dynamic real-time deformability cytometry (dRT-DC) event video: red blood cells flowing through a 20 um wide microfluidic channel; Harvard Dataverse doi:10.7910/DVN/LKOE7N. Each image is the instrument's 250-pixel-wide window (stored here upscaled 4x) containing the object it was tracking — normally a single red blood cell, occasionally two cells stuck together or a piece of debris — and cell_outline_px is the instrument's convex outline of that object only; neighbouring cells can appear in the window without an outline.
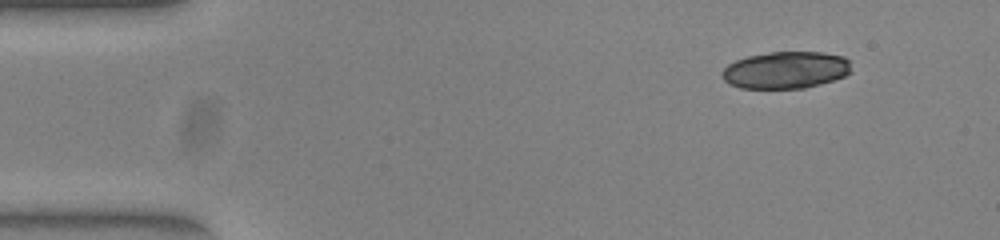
{"species": "common noctule bat (a hibernating species)", "species_latin": "Nyctalus noctula", "temperature_condition": "warm", "stored_images_in_passage": 47, "camera_frame_rate_fps": 3000, "um_per_image_px": 0.085, "animal": {"sex": "female", "body_mass_g": 23.0, "forearm_length_mm": 53.4}, "frame": {"image": 1, "passage_image": 1, "time_ms": 0.0, "image_size_px": [1000, 240], "cell_outline_px": [[852, 72], [844, 76], [820, 84], [804, 88], [740, 88], [728, 84], [724, 80], [720, 72], [728, 64], [736, 60], [748, 56], [768, 52], [824, 52], [844, 56], [848, 60]], "centroid_in_image_um": [66.78, 5.95], "position_along_channel_um": 18.2, "area_um2": 28.03}}
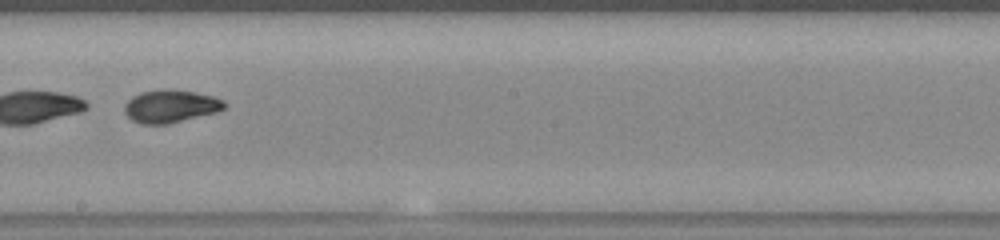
{"frame": {"image": 2, "passage_image": 25, "time_ms": 8.0, "image_size_px": [1000, 240], "cell_outline_px": [[228, 104], [224, 108], [216, 112], [168, 124], [140, 124], [132, 120], [124, 112], [124, 104], [132, 96], [140, 92], [196, 92], [212, 96], [224, 100]], "centroid_in_image_um": [14.49, 9.08], "position_along_channel_um": 233.7, "area_um2": 18.44}, "authors_computed_cell_mechanics": {"area_um2": 28.033, "velocity_mm_per_s": 3.9513, "shape_relaxation_time_tau1_ms": 4.8159, "shape_relaxation_time_tau2_ms": 1.1148, "deformation_change_tau1": 0.2031, "deformation_change_tau2": 0.0614}}